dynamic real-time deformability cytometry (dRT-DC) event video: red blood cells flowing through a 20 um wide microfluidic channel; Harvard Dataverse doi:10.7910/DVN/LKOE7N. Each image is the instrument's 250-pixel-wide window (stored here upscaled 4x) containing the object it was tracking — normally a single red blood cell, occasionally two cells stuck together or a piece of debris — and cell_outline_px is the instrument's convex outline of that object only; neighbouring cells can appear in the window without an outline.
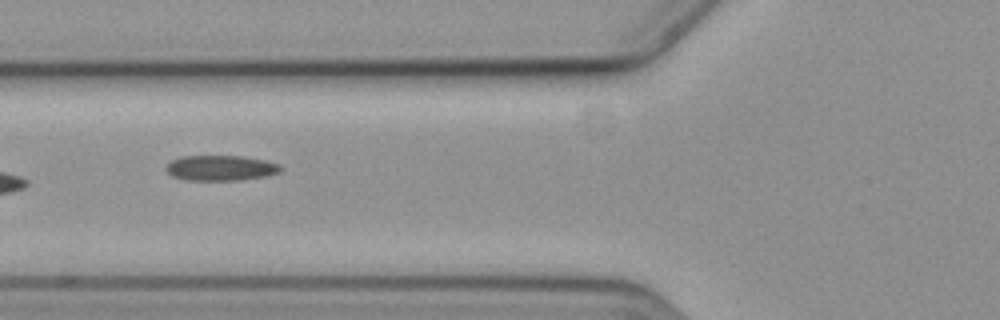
{"species": "common noctule bat (a hibernating species)", "species_latin": "Nyctalus noctula", "temperature_condition": "cold", "stored_images_in_passage": 8, "camera_frame_rate_fps": 3000, "um_per_image_px": 0.085, "animal": {"sex": "female", "body_mass_g": 19.3, "forearm_length_mm": 54.1}, "frame": {"image": 1, "passage_image": 6, "time_ms": 6.0, "image_size_px": [1000, 320], "cell_outline_px": [[284, 168], [280, 172], [264, 176], [240, 180], [188, 180], [172, 176], [164, 168], [172, 160], [180, 156], [240, 156], [264, 160], [280, 164]], "centroid_in_image_um": [18.76, 14.27], "position_along_channel_um": 107.0, "area_um2": 16.88}}
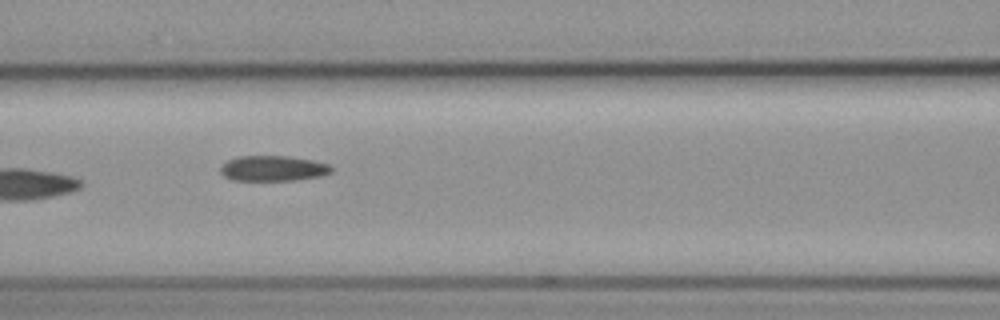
{"frame": {"image": 2, "passage_image": 7, "time_ms": 7.0, "image_size_px": [1000, 320], "cell_outline_px": [[332, 172], [320, 176], [292, 180], [232, 180], [224, 176], [220, 172], [220, 168], [228, 160], [236, 156], [288, 156], [312, 160], [328, 164], [332, 168]], "centroid_in_image_um": [23.19, 14.31], "position_along_channel_um": 143.4, "area_um2": 16.3}}
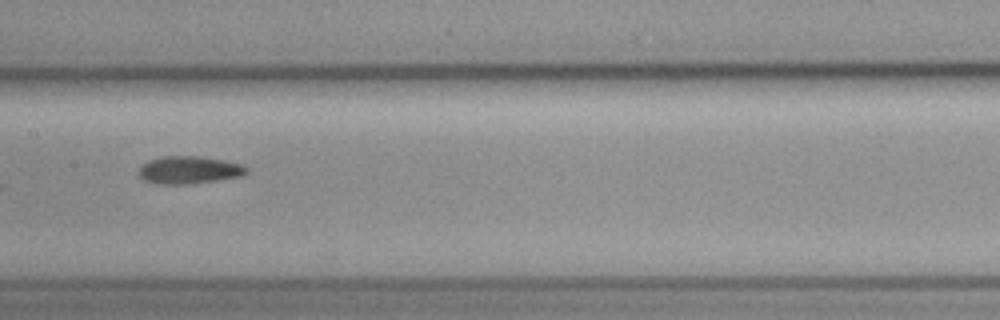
{"frame": {"image": 3, "passage_image": 8, "time_ms": 8.333, "image_size_px": [1000, 320], "cell_outline_px": [[248, 172], [240, 176], [216, 180], [188, 184], [156, 184], [144, 180], [136, 176], [140, 168], [148, 160], [164, 156], [200, 156], [224, 160], [240, 164], [248, 168]], "centroid_in_image_um": [16.03, 14.45], "position_along_channel_um": 191.4, "area_um2": 17.34}}